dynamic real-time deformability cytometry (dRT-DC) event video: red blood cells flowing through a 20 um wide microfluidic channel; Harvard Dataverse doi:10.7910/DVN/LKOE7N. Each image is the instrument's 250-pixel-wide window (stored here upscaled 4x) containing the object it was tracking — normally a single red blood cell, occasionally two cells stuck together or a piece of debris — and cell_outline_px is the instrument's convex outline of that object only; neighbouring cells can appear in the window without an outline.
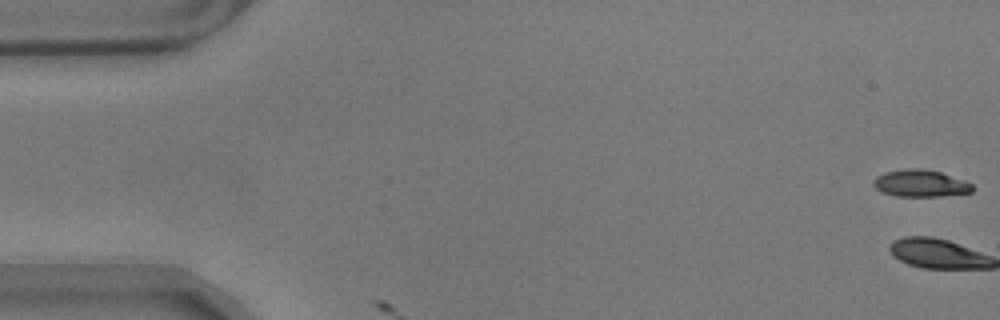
{"species": "common noctule bat (a hibernating species)", "species_latin": "Nyctalus noctula", "temperature_condition": "warm", "stored_images_in_passage": 3, "camera_frame_rate_fps": 3000, "um_per_image_px": 0.085, "animal": {"sex": "male", "body_mass_g": 17.9}, "frame": {"image": 1, "passage_image": 1, "time_ms": 0.0, "image_size_px": [1000, 320], "cell_outline_px": [[972, 192], [940, 196], [896, 196], [880, 192], [872, 184], [872, 180], [876, 176], [884, 172], [904, 168], [924, 168], [940, 172], [964, 180], [972, 184]], "centroid_in_image_um": [78.18, 15.57], "position_along_channel_um": 6.8, "area_um2": 15.72}}